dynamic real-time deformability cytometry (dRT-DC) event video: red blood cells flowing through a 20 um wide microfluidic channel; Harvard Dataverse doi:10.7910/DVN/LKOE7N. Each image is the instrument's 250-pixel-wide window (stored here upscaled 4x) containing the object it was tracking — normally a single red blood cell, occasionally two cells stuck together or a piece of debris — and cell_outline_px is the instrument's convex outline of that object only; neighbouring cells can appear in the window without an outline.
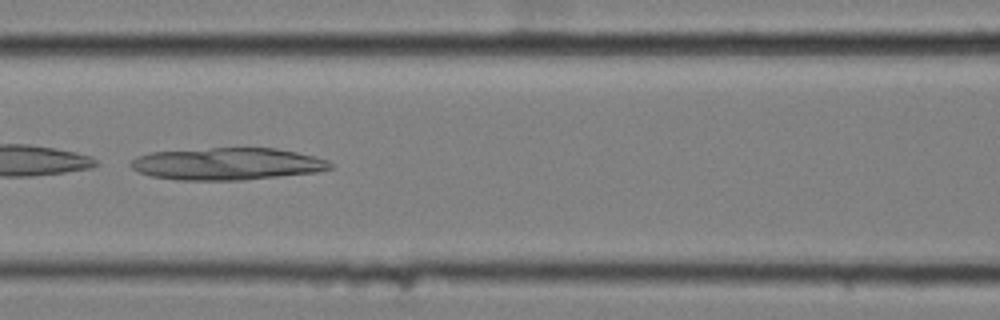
{"species": "common noctule bat (a hibernating species)", "species_latin": "Nyctalus noctula", "temperature_condition": "cold", "stored_images_in_passage": 8, "camera_frame_rate_fps": 3000, "um_per_image_px": 0.085, "animal": {"sex": "female", "body_mass_g": 25.1}, "frame": {"image": 1, "passage_image": 3, "time_ms": 0.667, "image_size_px": [1000, 320], "cell_outline_px": [[332, 168], [316, 172], [244, 180], [176, 180], [152, 176], [140, 172], [132, 168], [128, 164], [136, 156], [152, 152], [212, 148], [276, 148], [296, 152], [328, 160], [332, 164]], "centroid_in_image_um": [19.3, 13.93], "position_along_channel_um": 147.3, "area_um2": 37.28}}
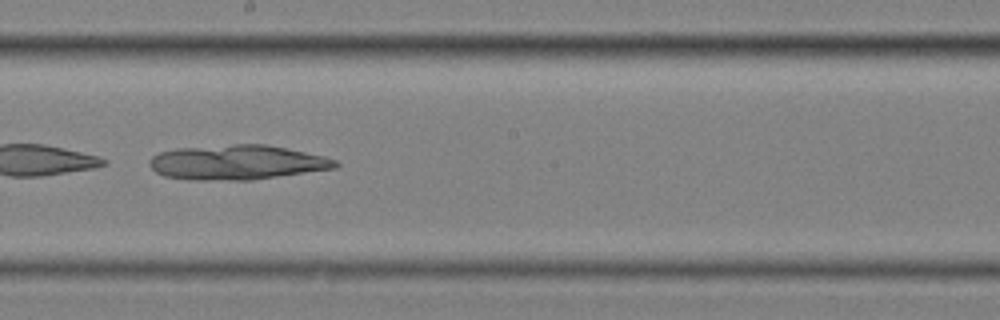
{"frame": {"image": 2, "passage_image": 5, "time_ms": 1.333, "image_size_px": [1000, 320], "cell_outline_px": [[340, 164], [336, 168], [252, 180], [188, 180], [164, 176], [156, 172], [148, 164], [148, 160], [152, 156], [160, 152], [176, 148], [232, 144], [264, 144], [324, 156], [336, 160]], "centroid_in_image_um": [20.11, 13.81], "position_along_channel_um": 228.1, "area_um2": 37.69}}
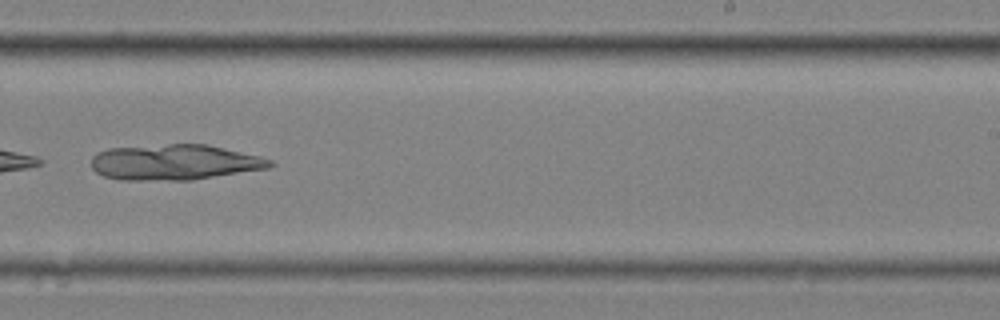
{"frame": {"image": 3, "passage_image": 6, "time_ms": 1.667, "image_size_px": [1000, 320], "cell_outline_px": [[276, 164], [268, 168], [192, 180], [120, 180], [104, 176], [96, 172], [92, 168], [92, 156], [96, 152], [108, 148], [168, 144], [208, 144], [260, 156], [272, 160]], "centroid_in_image_um": [14.83, 13.79], "position_along_channel_um": 274.2, "area_um2": 37.22}}